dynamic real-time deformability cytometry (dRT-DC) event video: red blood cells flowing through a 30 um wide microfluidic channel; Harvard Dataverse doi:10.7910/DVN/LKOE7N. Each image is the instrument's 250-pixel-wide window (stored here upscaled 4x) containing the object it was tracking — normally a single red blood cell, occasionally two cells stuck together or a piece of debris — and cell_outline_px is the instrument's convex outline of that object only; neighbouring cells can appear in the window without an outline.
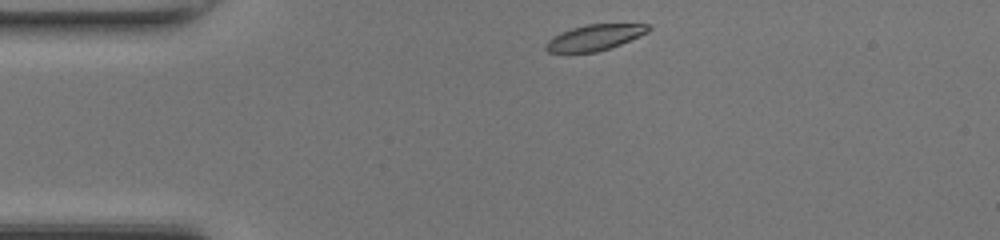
{"species": "common noctule bat (a hibernating species)", "species_latin": "Nyctalus noctula", "temperature_condition": "room temperature", "stored_images_in_passage": 39, "camera_frame_rate_fps": 3000, "um_per_image_px": 0.085, "animal": {"sex": "female", "body_mass_g": 17.0, "forearm_length_mm": 48.0}, "frame": {"image": 1, "passage_image": 1, "time_ms": 0.0, "image_size_px": [1000, 240], "cell_outline_px": [[652, 28], [648, 32], [640, 36], [620, 44], [596, 52], [548, 52], [544, 48], [544, 44], [552, 36], [560, 32], [572, 28], [588, 24], [648, 24]], "centroid_in_image_um": [50.52, 3.18], "position_along_channel_um": 34.5, "area_um2": 15.37}}
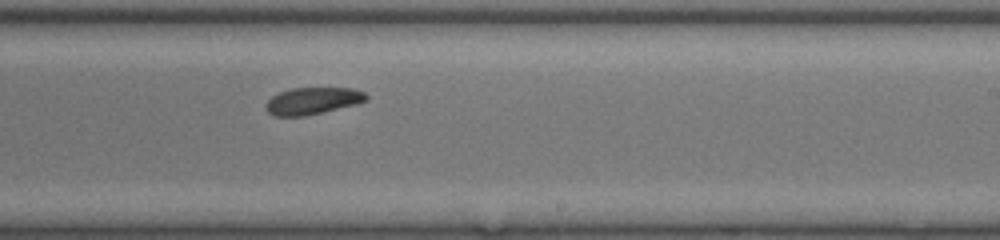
{"frame": {"image": 2, "passage_image": 20, "time_ms": 6.333, "image_size_px": [1000, 240], "cell_outline_px": [[368, 100], [356, 104], [304, 116], [272, 116], [264, 108], [264, 104], [272, 96], [280, 92], [292, 88], [352, 88], [364, 92], [368, 96]], "centroid_in_image_um": [26.54, 8.57], "position_along_channel_um": 262.5, "area_um2": 15.78}}
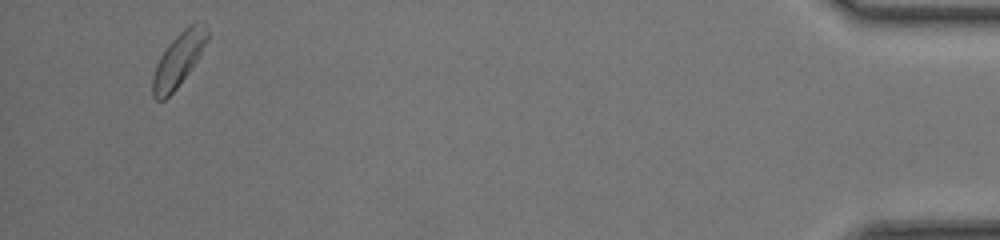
{"frame": {"image": 3, "passage_image": 37, "time_ms": 12.0, "image_size_px": [1000, 240], "cell_outline_px": [[208, 40], [196, 60], [188, 72], [176, 88], [164, 100], [156, 100], [152, 96], [152, 76], [156, 64], [160, 56], [168, 44], [188, 24], [196, 20], [204, 20], [208, 28]], "centroid_in_image_um": [15.18, 5.0], "position_along_channel_um": 420.0, "area_um2": 17.17}, "authors_computed_cell_mechanics": {"area_um2": 16.5308, "velocity_mm_per_s": 4.2658, "shape_relaxation_time_tau1_ms": 1.4927, "shape_relaxation_time_tau2_ms": null, "deformation_change_tau1": 0.0685, "deformation_change_tau2": null}}